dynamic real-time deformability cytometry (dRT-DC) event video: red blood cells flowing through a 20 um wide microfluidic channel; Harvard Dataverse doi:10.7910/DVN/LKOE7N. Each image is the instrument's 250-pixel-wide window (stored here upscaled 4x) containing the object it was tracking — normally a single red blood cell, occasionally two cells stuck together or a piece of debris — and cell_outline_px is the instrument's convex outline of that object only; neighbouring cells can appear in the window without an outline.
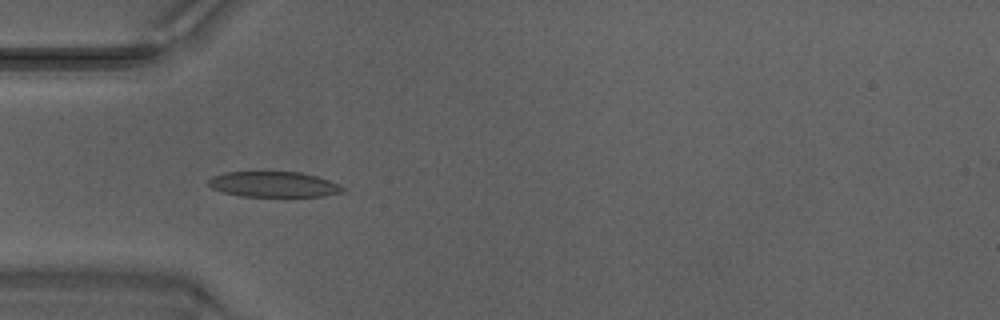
{"species": "Egyptian fruit bat (a non-hibernating species)", "species_latin": "Rousettus aegyptiacus", "temperature_condition": "warm", "stored_images_in_passage": 48, "camera_frame_rate_fps": 3000, "um_per_image_px": 0.085, "animal": {"sex": "male"}, "frame": {"image": 1, "passage_image": 15, "time_ms": 4.667, "image_size_px": [1000, 320], "cell_outline_px": [[344, 192], [324, 196], [240, 196], [224, 192], [212, 188], [208, 184], [208, 180], [212, 176], [224, 172], [300, 172], [316, 176], [340, 184], [344, 188]], "centroid_in_image_um": [23.27, 15.67], "position_along_channel_um": 61.7, "area_um2": 19.88}}
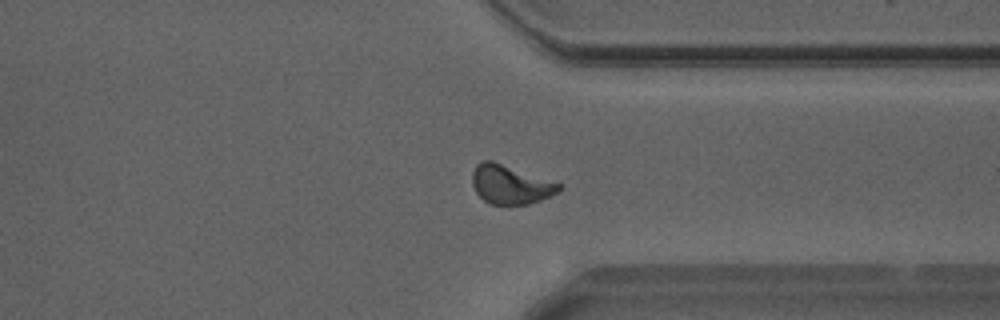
{"frame": {"image": 2, "passage_image": 37, "time_ms": 12.0, "image_size_px": [1000, 320], "cell_outline_px": [[564, 184], [556, 192], [540, 200], [528, 204], [488, 204], [476, 192], [472, 184], [472, 172], [476, 164], [480, 160], [492, 160]], "centroid_in_image_um": [43.36, 15.66], "position_along_channel_um": 368.0, "area_um2": 19.71}}
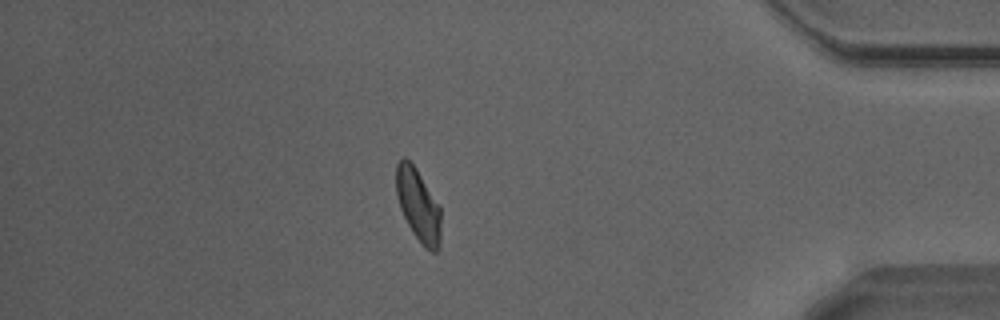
{"frame": {"image": 3, "passage_image": 42, "time_ms": 13.667, "image_size_px": [1000, 320], "cell_outline_px": [[440, 248], [436, 252], [432, 252], [424, 248], [412, 232], [400, 208], [396, 196], [396, 164], [404, 156], [416, 168], [440, 204]], "centroid_in_image_um": [35.56, 17.45], "position_along_channel_um": 399.6, "area_um2": 19.13}, "authors_computed_cell_mechanics": {"area_um2": 19.1318, "velocity_mm_per_s": 4.2151, "shape_relaxation_time_tau1_ms": 9.1347, "shape_relaxation_time_tau2_ms": 1.5634, "deformation_change_tau1": 0.2001, "deformation_change_tau2": 0.0858}}